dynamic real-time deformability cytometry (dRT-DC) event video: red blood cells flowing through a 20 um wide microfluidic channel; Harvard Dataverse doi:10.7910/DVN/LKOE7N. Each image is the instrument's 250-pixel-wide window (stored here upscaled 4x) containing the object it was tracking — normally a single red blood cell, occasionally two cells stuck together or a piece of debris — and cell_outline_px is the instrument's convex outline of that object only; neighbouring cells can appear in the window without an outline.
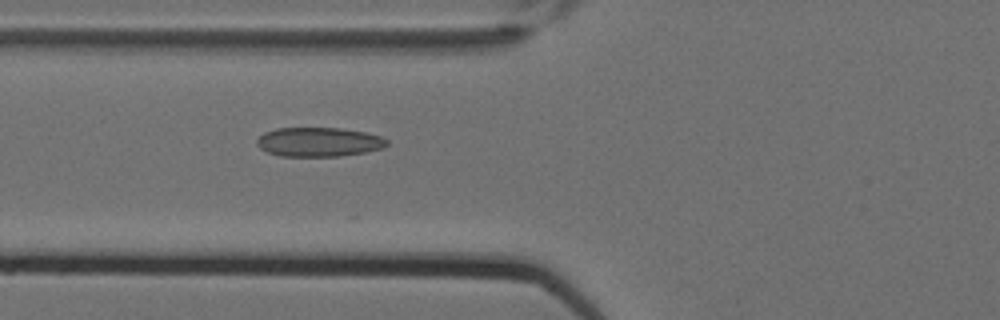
{"species": "Egyptian fruit bat (a non-hibernating species)", "species_latin": "Rousettus aegyptiacus", "temperature_condition": "cold", "stored_images_in_passage": 2, "camera_frame_rate_fps": 3000, "um_per_image_px": 0.085, "animal": {"sex": "female"}, "frame": {"image": 1, "passage_image": 2, "time_ms": 0.333, "image_size_px": [1000, 320], "cell_outline_px": [[388, 144], [384, 148], [364, 152], [340, 156], [280, 156], [268, 152], [260, 148], [256, 144], [256, 140], [264, 132], [276, 128], [340, 128], [364, 132], [380, 136], [388, 140]], "centroid_in_image_um": [27.09, 12.07], "position_along_channel_um": 98.7, "area_um2": 22.14}}